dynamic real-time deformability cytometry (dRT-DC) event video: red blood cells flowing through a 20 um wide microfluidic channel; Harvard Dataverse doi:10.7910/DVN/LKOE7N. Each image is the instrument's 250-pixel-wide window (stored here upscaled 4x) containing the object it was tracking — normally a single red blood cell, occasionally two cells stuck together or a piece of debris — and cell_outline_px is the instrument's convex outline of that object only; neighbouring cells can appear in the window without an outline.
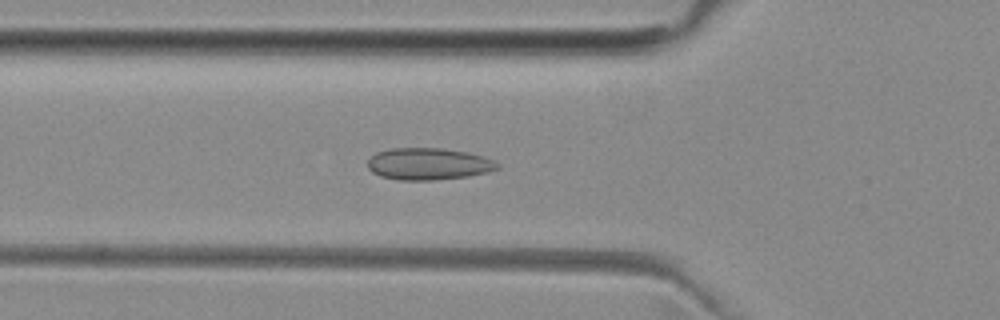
{"species": "common noctule bat (a hibernating species)", "species_latin": "Nyctalus noctula", "temperature_condition": "room temperature", "stored_images_in_passage": 52, "camera_frame_rate_fps": 3000, "um_per_image_px": 0.085, "animal": {"sex": "female", "body_mass_g": 29.2, "forearm_length_mm": 56.3}, "frame": {"image": 1, "passage_image": 18, "time_ms": 5.667, "image_size_px": [1000, 320], "cell_outline_px": [[500, 168], [488, 172], [468, 176], [432, 180], [400, 180], [380, 176], [372, 172], [368, 168], [368, 160], [376, 152], [392, 148], [440, 148], [464, 152], [484, 156], [496, 160], [500, 164]], "centroid_in_image_um": [36.44, 13.93], "position_along_channel_um": 89.4, "area_um2": 24.16}}
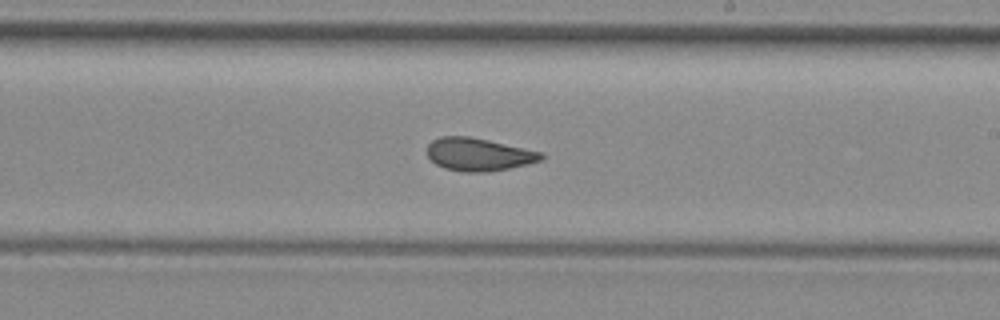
{"frame": {"image": 2, "passage_image": 30, "time_ms": 9.667, "image_size_px": [1000, 320], "cell_outline_px": [[544, 156], [540, 160], [528, 164], [488, 172], [460, 172], [444, 168], [436, 164], [428, 156], [428, 144], [432, 140], [440, 136], [468, 136], [488, 140], [544, 152]], "centroid_in_image_um": [40.68, 13.12], "position_along_channel_um": 248.3, "area_um2": 21.85}}
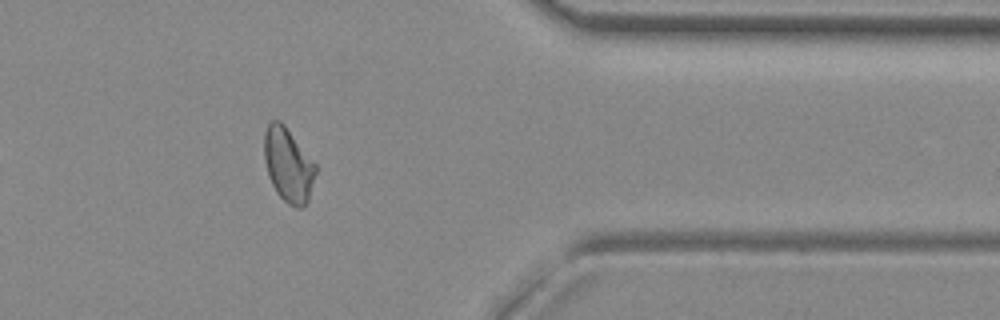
{"frame": {"image": 3, "passage_image": 42, "time_ms": 13.667, "image_size_px": [1000, 320], "cell_outline_px": [[316, 172], [308, 200], [300, 208], [296, 208], [288, 204], [276, 192], [272, 184], [264, 160], [264, 132], [268, 124], [272, 120], [280, 120], [284, 124], [316, 164]], "centroid_in_image_um": [24.49, 14.0], "position_along_channel_um": 386.9, "area_um2": 22.02}, "authors_computed_cell_mechanics": {"area_um2": 22.7154, "velocity_mm_per_s": 3.9653, "shape_relaxation_time_tau1_ms": null, "shape_relaxation_time_tau2_ms": 1.8974, "deformation_change_tau1": null, "deformation_change_tau2": 0.0583}}